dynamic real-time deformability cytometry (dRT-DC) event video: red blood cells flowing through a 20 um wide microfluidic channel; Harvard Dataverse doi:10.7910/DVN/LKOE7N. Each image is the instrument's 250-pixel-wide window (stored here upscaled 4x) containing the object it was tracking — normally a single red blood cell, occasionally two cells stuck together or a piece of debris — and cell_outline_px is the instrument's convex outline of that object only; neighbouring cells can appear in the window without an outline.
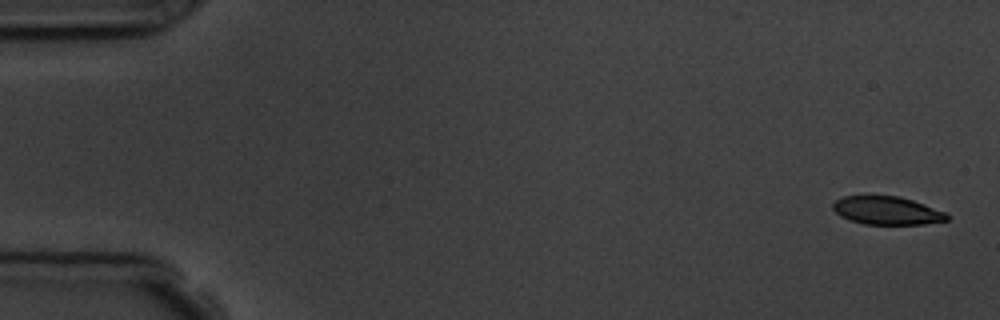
{"species": "common noctule bat (a hibernating species)", "species_latin": "Nyctalus noctula", "temperature_condition": "room temperature", "stored_images_in_passage": 5, "camera_frame_rate_fps": 3000, "um_per_image_px": 0.085, "animal": {"sex": "male", "body_mass_g": 19.5, "forearm_length_mm": 54.6}, "frame": {"image": 1, "passage_image": 1, "time_ms": 0.0, "image_size_px": [1000, 320], "cell_outline_px": [[948, 220], [924, 224], [864, 224], [840, 216], [832, 208], [832, 204], [836, 200], [844, 196], [900, 196], [948, 212]], "centroid_in_image_um": [75.42, 17.89], "position_along_channel_um": 9.6, "area_um2": 18.67}}
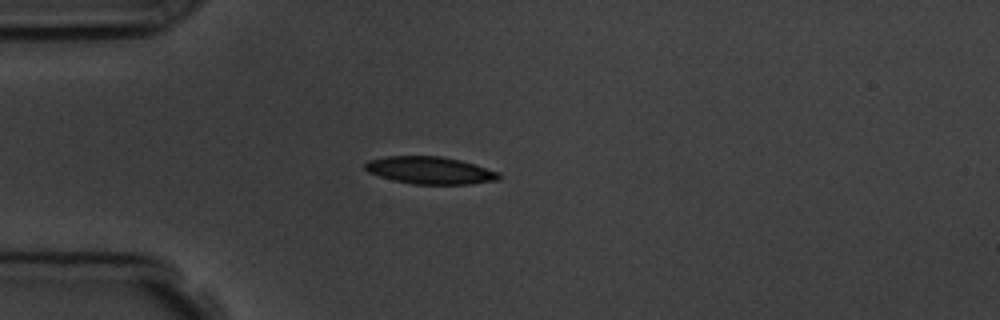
{"frame": {"image": 2, "passage_image": 5, "time_ms": 4.333, "image_size_px": [1000, 320], "cell_outline_px": [[500, 180], [472, 184], [412, 184], [380, 176], [368, 172], [364, 168], [364, 164], [368, 160], [388, 156], [440, 156], [460, 160], [476, 164], [500, 172]], "centroid_in_image_um": [36.6, 14.48], "position_along_channel_um": 48.4, "area_um2": 21.39}}